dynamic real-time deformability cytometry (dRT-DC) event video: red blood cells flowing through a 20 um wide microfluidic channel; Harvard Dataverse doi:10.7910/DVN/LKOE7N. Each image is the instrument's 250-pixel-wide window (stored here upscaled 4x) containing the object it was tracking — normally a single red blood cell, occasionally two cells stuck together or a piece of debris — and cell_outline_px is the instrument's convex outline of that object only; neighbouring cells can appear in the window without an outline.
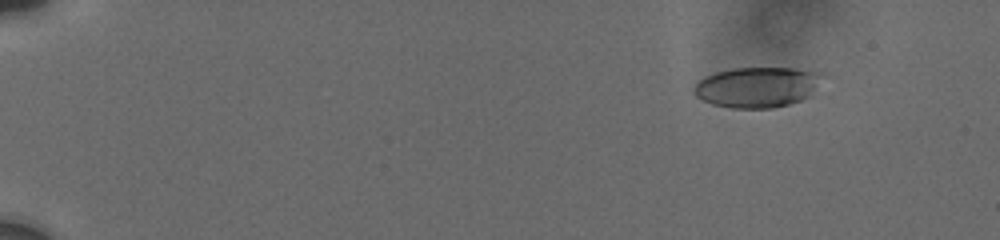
{"species": "human", "species_latin": "Homo sapiens", "temperature_condition": "cold", "stored_images_in_passage": 26, "camera_frame_rate_fps": 3000, "um_per_image_px": 0.085, "donor": {"sex": "male"}, "frame": {"image": 1, "passage_image": 3, "time_ms": 1.667, "image_size_px": [1000, 240], "cell_outline_px": [[832, 76], [808, 96], [800, 100], [788, 104], [772, 108], [732, 108], [712, 104], [700, 100], [692, 92], [692, 88], [696, 80], [704, 76], [716, 72], [732, 68], [792, 68], [824, 72]], "centroid_in_image_um": [64.42, 7.38], "position_along_channel_um": 20.6, "area_um2": 31.21}}
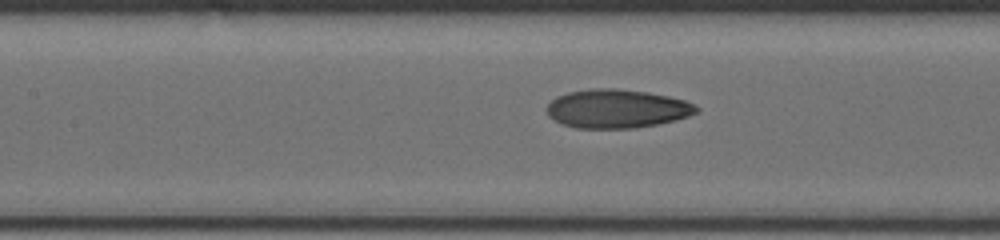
{"frame": {"image": 2, "passage_image": 16, "time_ms": 9.0, "image_size_px": [1000, 240], "cell_outline_px": [[700, 108], [696, 112], [688, 116], [676, 120], [656, 124], [632, 128], [576, 128], [560, 124], [548, 116], [544, 108], [556, 96], [568, 92], [588, 88], [616, 88], [648, 92], [668, 96], [684, 100]], "centroid_in_image_um": [52.37, 9.23], "position_along_channel_um": 155.0, "area_um2": 33.93}}
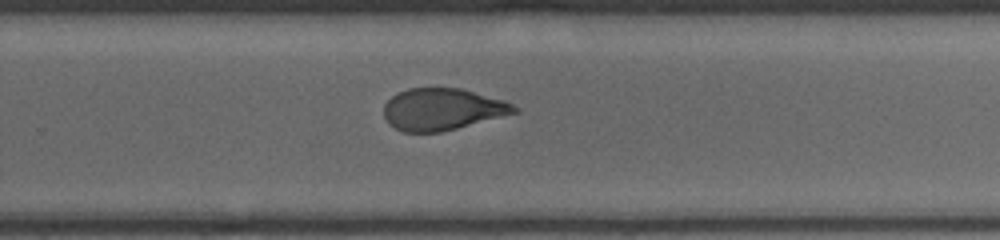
{"frame": {"image": 3, "passage_image": 26, "time_ms": 12.667, "image_size_px": [1000, 240], "cell_outline_px": [[520, 112], [440, 132], [404, 132], [388, 124], [384, 116], [384, 104], [392, 96], [408, 88], [460, 88], [504, 100], [520, 108]], "centroid_in_image_um": [37.61, 9.29], "position_along_channel_um": 292.2, "area_um2": 31.73}}